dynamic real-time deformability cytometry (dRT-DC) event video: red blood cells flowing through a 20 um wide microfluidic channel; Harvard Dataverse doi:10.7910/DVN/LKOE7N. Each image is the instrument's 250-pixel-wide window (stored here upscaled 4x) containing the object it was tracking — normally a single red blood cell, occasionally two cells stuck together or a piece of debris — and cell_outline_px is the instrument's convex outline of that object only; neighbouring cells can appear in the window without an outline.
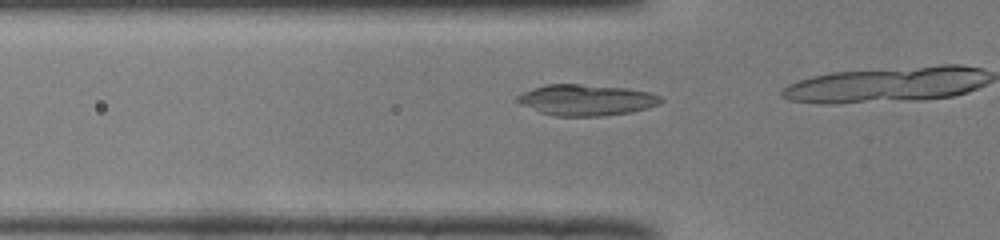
{"species": "common noctule bat (a hibernating species)", "species_latin": "Nyctalus noctula", "temperature_condition": "room temperature", "stored_images_in_passage": 16, "camera_frame_rate_fps": 3000, "um_per_image_px": 0.085, "animal": {"sex": "male", "body_mass_g": 19.0, "forearm_length_mm": 50.8}, "frame": {"image": 1, "passage_image": 14, "time_ms": 4.333, "image_size_px": [1000, 240], "cell_outline_px": [[664, 100], [660, 104], [648, 108], [632, 112], [600, 116], [556, 116], [540, 112], [520, 104], [516, 100], [516, 96], [532, 88], [544, 84], [580, 84], [628, 88], [648, 92], [660, 96]], "centroid_in_image_um": [49.84, 8.49], "position_along_channel_um": 76.0, "area_um2": 26.07}}